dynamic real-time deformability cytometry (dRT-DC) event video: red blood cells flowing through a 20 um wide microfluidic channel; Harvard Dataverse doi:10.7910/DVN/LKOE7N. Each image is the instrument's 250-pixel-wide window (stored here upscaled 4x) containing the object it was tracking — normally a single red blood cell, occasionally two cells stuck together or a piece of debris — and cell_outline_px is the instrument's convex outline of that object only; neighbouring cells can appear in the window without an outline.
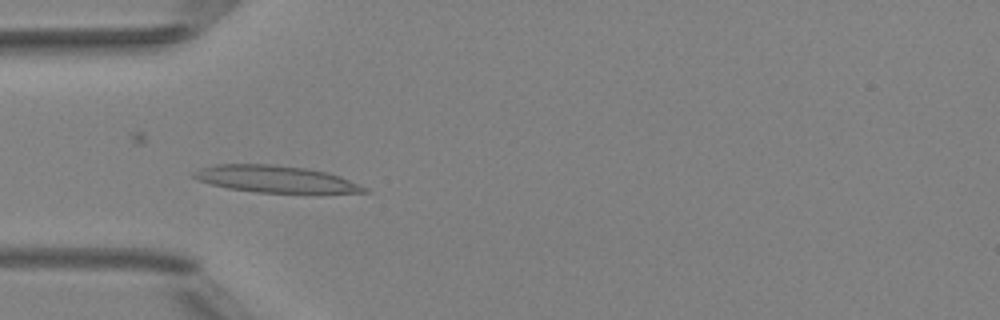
{"species": "Egyptian fruit bat (a non-hibernating species)", "species_latin": "Rousettus aegyptiacus", "temperature_condition": "room temperature", "stored_images_in_passage": 6, "camera_frame_rate_fps": 3000, "um_per_image_px": 0.085, "animal": {"sex": "female"}, "frame": {"image": 1, "passage_image": 5, "time_ms": 4.667, "image_size_px": [1000, 320], "cell_outline_px": [[372, 192], [320, 196], [256, 192], [228, 188], [212, 184], [200, 180], [192, 176], [192, 172], [200, 168], [216, 164], [276, 164], [304, 168], [328, 172], [368, 188]], "centroid_in_image_um": [23.59, 15.28], "position_along_channel_um": 61.4, "area_um2": 27.92}}
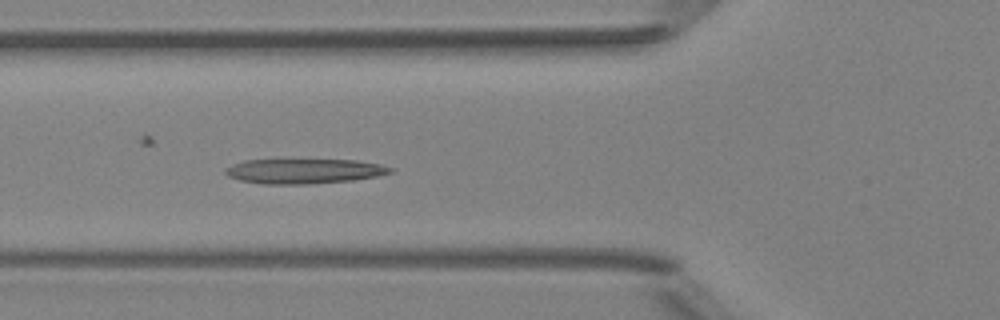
{"frame": {"image": 2, "passage_image": 6, "time_ms": 5.667, "image_size_px": [1000, 320], "cell_outline_px": [[396, 168], [392, 172], [376, 176], [352, 180], [308, 184], [260, 184], [240, 180], [228, 176], [224, 172], [224, 168], [232, 164], [244, 160], [356, 160], [380, 164]], "centroid_in_image_um": [25.83, 14.55], "position_along_channel_um": 100.0, "area_um2": 23.93}}